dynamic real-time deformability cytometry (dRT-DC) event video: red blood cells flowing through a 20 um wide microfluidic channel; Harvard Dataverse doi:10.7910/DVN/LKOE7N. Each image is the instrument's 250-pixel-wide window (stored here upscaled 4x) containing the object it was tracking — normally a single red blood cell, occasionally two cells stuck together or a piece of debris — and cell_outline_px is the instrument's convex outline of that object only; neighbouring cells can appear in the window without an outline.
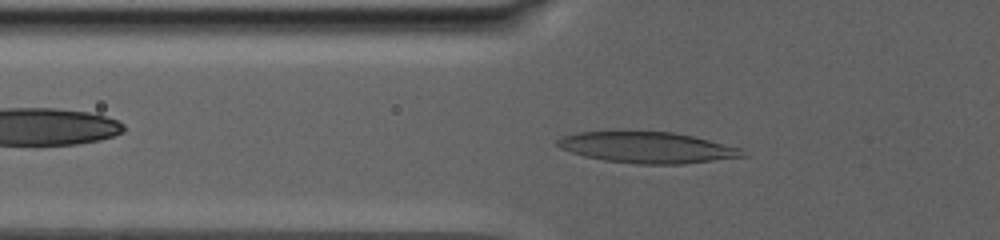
{"species": "human", "species_latin": "Homo sapiens", "temperature_condition": "warm", "stored_images_in_passage": 53, "camera_frame_rate_fps": 3000, "um_per_image_px": 0.085, "donor": {"sex": "male"}, "frame": {"image": 1, "passage_image": 20, "time_ms": 9.0, "image_size_px": [1000, 240], "cell_outline_px": [[748, 156], [684, 164], [636, 164], [604, 160], [584, 156], [560, 148], [556, 144], [556, 140], [564, 136], [580, 132], [672, 132], [692, 136], [740, 148]], "centroid_in_image_um": [55.02, 12.55], "position_along_channel_um": 70.8, "area_um2": 33.12}}
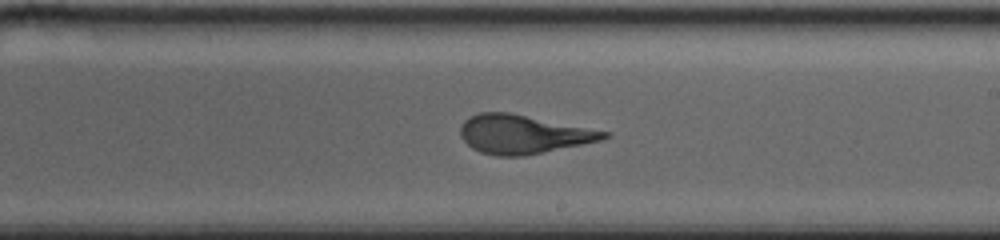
{"frame": {"image": 2, "passage_image": 33, "time_ms": 15.667, "image_size_px": [1000, 240], "cell_outline_px": [[608, 136], [600, 140], [544, 152], [524, 156], [496, 156], [480, 152], [472, 148], [460, 136], [460, 128], [464, 120], [480, 112], [508, 112], [608, 132]], "centroid_in_image_um": [44.39, 11.42], "position_along_channel_um": 244.6, "area_um2": 31.85}}
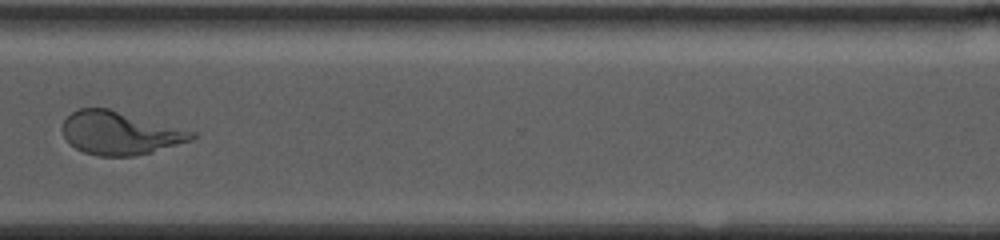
{"frame": {"image": 3, "passage_image": 42, "time_ms": 20.0, "image_size_px": [1000, 240], "cell_outline_px": [[196, 136], [188, 140], [152, 152], [136, 156], [96, 156], [84, 152], [76, 148], [64, 136], [60, 128], [64, 120], [72, 112], [80, 108], [108, 108], [196, 132]], "centroid_in_image_um": [10.14, 11.31], "position_along_channel_um": 360.5, "area_um2": 32.19}}